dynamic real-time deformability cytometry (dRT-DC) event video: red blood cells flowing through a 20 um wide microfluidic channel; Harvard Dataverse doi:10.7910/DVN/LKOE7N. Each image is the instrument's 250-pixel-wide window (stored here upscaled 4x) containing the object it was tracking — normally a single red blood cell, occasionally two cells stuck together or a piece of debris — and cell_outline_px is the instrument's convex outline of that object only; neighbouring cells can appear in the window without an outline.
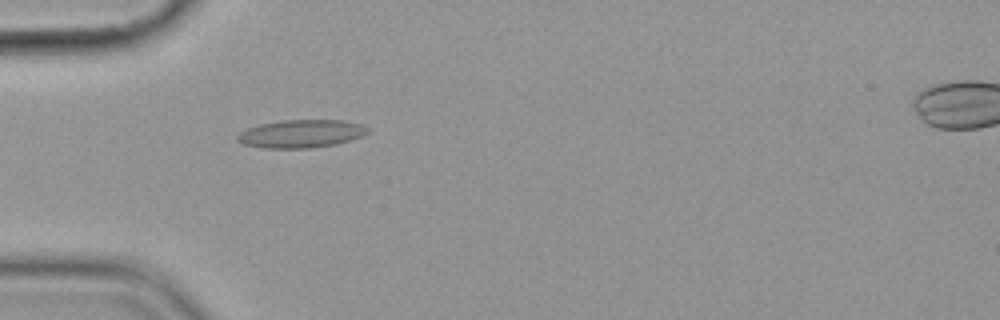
{"species": "common noctule bat (a hibernating species)", "species_latin": "Nyctalus noctula", "temperature_condition": "cold", "stored_images_in_passage": 57, "camera_frame_rate_fps": 3000, "um_per_image_px": 0.085, "animal": {"sex": "female", "body_mass_g": 19.9}, "frame": {"image": 1, "passage_image": 18, "time_ms": 5.667, "image_size_px": [1000, 320], "cell_outline_px": [[368, 132], [364, 136], [336, 144], [308, 148], [264, 148], [244, 144], [236, 140], [236, 136], [240, 132], [248, 128], [260, 124], [280, 120], [344, 120], [360, 124], [368, 128]], "centroid_in_image_um": [25.59, 11.36], "position_along_channel_um": 59.4, "area_um2": 21.27}}
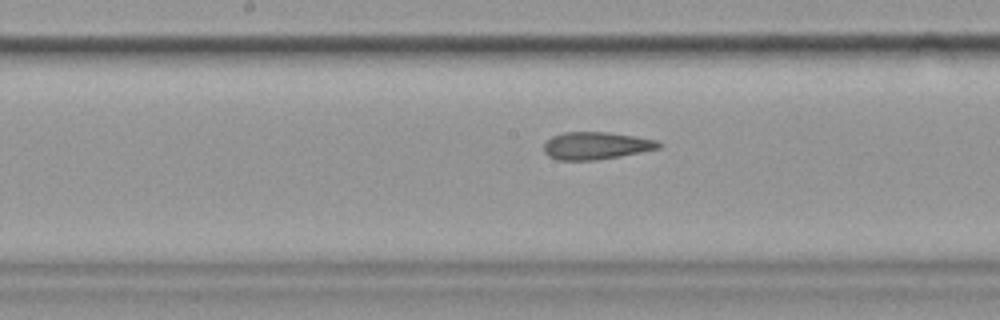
{"frame": {"image": 2, "passage_image": 30, "time_ms": 9.667, "image_size_px": [1000, 320], "cell_outline_px": [[664, 144], [660, 148], [620, 156], [596, 160], [556, 160], [548, 156], [544, 152], [544, 144], [552, 136], [564, 132], [608, 132], [656, 140]], "centroid_in_image_um": [50.65, 12.39], "position_along_channel_um": 197.6, "area_um2": 18.32}}
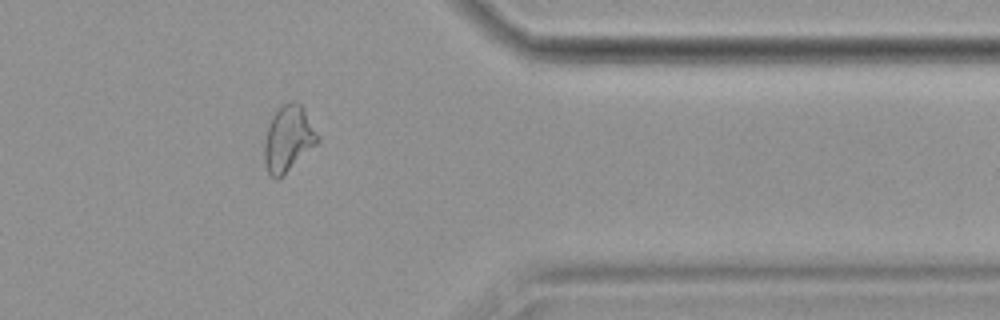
{"frame": {"image": 3, "passage_image": 47, "time_ms": 15.333, "image_size_px": [1000, 320], "cell_outline_px": [[320, 140], [316, 144], [276, 180], [268, 172], [264, 160], [264, 140], [272, 116], [284, 104], [300, 104], [304, 108], [320, 136]], "centroid_in_image_um": [24.51, 11.79], "position_along_channel_um": 386.9, "area_um2": 19.77}, "authors_computed_cell_mechanics": {"area_um2": 19.8832, "velocity_mm_per_s": 3.5689, "shape_relaxation_time_tau1_ms": 10.3643, "shape_relaxation_time_tau2_ms": 3.1976, "deformation_change_tau1": 0.226, "deformation_change_tau2": 0.0975}}